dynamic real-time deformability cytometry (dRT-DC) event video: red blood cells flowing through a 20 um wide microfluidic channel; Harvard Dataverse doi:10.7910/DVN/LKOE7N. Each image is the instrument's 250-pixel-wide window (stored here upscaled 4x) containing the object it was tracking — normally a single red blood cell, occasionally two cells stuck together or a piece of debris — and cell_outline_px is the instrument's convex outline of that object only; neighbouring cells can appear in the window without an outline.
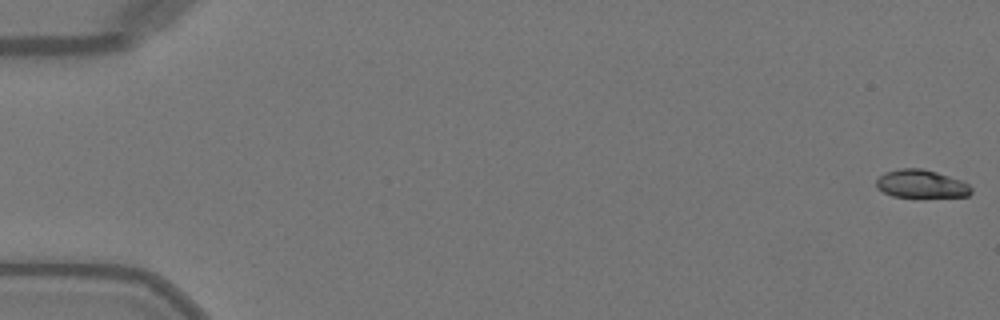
{"species": "Egyptian fruit bat (a non-hibernating species)", "species_latin": "Rousettus aegyptiacus", "temperature_condition": "warm", "stored_images_in_passage": 51, "camera_frame_rate_fps": 3000, "um_per_image_px": 0.085, "animal": {"sex": "female"}, "frame": {"image": 1, "passage_image": 1, "time_ms": 0.0, "image_size_px": [1000, 320], "cell_outline_px": [[972, 192], [968, 196], [920, 200], [916, 200], [892, 196], [876, 188], [876, 180], [884, 172], [900, 168], [924, 168], [960, 180], [968, 184], [972, 188]], "centroid_in_image_um": [78.3, 15.69], "position_along_channel_um": 6.7, "area_um2": 16.47}}
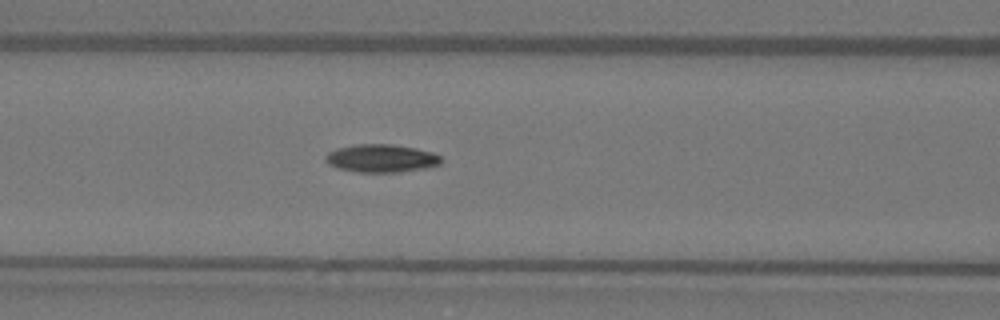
{"frame": {"image": 2, "passage_image": 22, "time_ms": 7.0, "image_size_px": [1000, 320], "cell_outline_px": [[440, 164], [428, 168], [400, 172], [356, 172], [336, 168], [328, 164], [324, 160], [324, 156], [328, 152], [336, 148], [356, 144], [392, 144], [416, 148], [432, 152], [440, 156]], "centroid_in_image_um": [32.37, 13.46], "position_along_channel_um": 134.2, "area_um2": 19.07}}
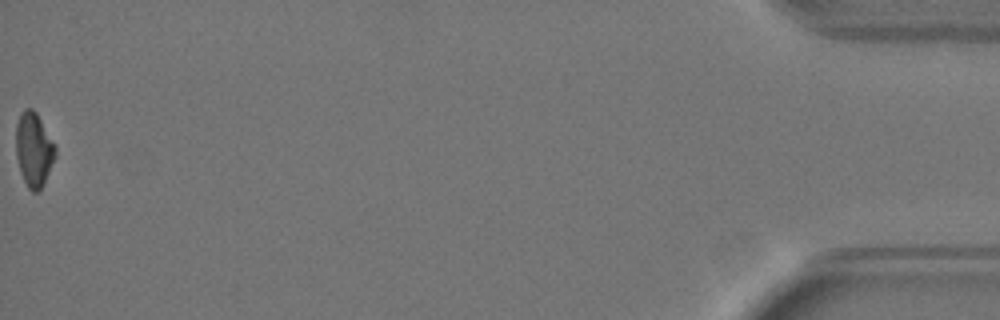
{"frame": {"image": 3, "passage_image": 51, "time_ms": 16.667, "image_size_px": [1000, 320], "cell_outline_px": [[56, 156], [40, 188], [36, 192], [32, 192], [28, 188], [20, 172], [16, 156], [16, 124], [20, 112], [24, 108], [32, 108], [36, 112], [56, 144]], "centroid_in_image_um": [2.86, 12.66], "position_along_channel_um": 432.3, "area_um2": 17.05}, "authors_computed_cell_mechanics": {"area_um2": 17.8602, "velocity_mm_per_s": 4.083, "shape_relaxation_time_tau1_ms": 2.7417, "shape_relaxation_time_tau2_ms": 10.1541, "deformation_change_tau1": 0.1442, "deformation_change_tau2": 0.1699}}